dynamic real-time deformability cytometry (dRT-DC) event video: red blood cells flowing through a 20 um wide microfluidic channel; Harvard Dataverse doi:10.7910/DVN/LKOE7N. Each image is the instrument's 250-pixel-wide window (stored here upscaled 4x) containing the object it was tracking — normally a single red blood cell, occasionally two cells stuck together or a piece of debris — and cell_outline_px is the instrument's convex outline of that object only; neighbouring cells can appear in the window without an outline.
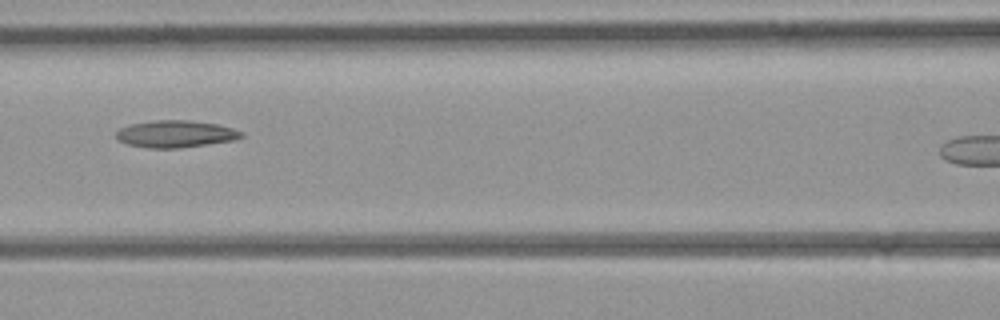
{"species": "common noctule bat (a hibernating species)", "species_latin": "Nyctalus noctula", "temperature_condition": "room temperature", "stored_images_in_passage": 5, "segment_of_instrument_passage": [1, 2], "camera_frame_rate_fps": 3000, "um_per_image_px": 0.085, "animal": {"sex": "female", "body_mass_g": 21.9}, "frame": {"image": 1, "passage_image": 4, "time_ms": 3.667, "image_size_px": [1000, 320], "cell_outline_px": [[244, 136], [232, 140], [208, 144], [180, 148], [148, 148], [128, 144], [116, 140], [116, 132], [120, 128], [132, 124], [156, 120], [188, 120], [216, 124], [232, 128], [244, 132]], "centroid_in_image_um": [14.91, 11.39], "position_along_channel_um": 151.7, "area_um2": 19.65}}